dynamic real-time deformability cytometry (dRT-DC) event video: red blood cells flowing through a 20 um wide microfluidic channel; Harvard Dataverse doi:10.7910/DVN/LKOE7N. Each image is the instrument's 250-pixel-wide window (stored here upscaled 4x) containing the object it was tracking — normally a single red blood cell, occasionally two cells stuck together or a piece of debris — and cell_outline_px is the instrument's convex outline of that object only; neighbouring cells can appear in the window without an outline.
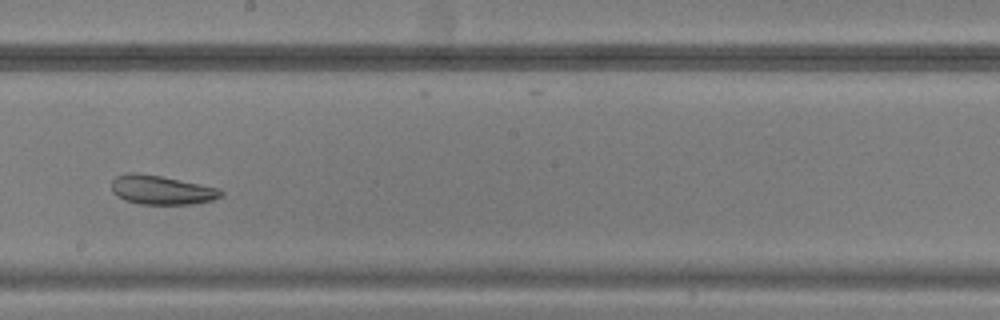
{"species": "common noctule bat (a hibernating species)", "species_latin": "Nyctalus noctula", "temperature_condition": "warm", "stored_images_in_passage": 28, "camera_frame_rate_fps": 3000, "um_per_image_px": 0.085, "animal": {"sex": "male", "body_mass_g": 20.5, "forearm_length_mm": 52.5}, "frame": {"image": 1, "passage_image": 16, "time_ms": 5.0, "image_size_px": [1000, 320], "cell_outline_px": [[224, 192], [220, 196], [212, 200], [192, 204], [140, 204], [124, 200], [116, 196], [112, 192], [112, 180], [116, 176], [128, 172], [136, 172], [160, 176], [220, 188]], "centroid_in_image_um": [13.69, 16.14], "position_along_channel_um": 234.5, "area_um2": 18.55}}